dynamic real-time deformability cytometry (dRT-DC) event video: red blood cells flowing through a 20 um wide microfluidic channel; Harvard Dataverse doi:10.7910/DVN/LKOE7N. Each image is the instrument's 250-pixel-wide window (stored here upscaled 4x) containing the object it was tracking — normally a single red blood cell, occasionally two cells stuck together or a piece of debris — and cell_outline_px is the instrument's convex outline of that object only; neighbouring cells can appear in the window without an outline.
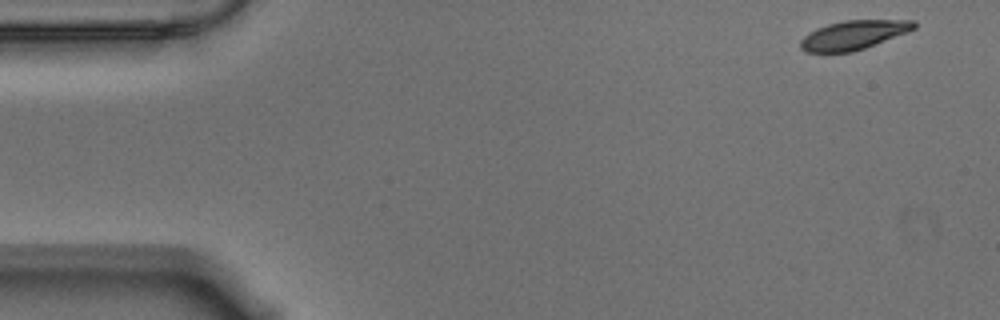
{"species": "Egyptian fruit bat (a non-hibernating species)", "species_latin": "Rousettus aegyptiacus", "temperature_condition": "warm", "stored_images_in_passage": 14, "camera_frame_rate_fps": 3000, "um_per_image_px": 0.085, "animal": {"sex": "male"}, "frame": {"image": 1, "passage_image": 1, "time_ms": 0.0, "image_size_px": [1000, 320], "cell_outline_px": [[916, 28], [908, 32], [864, 48], [852, 52], [804, 52], [800, 48], [800, 40], [808, 32], [816, 28], [828, 24], [844, 20], [916, 20]], "centroid_in_image_um": [72.53, 2.97], "position_along_channel_um": 12.5, "area_um2": 19.25}}
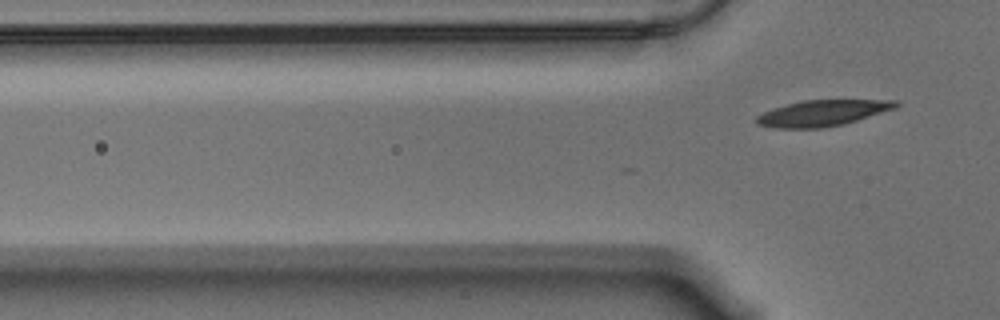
{"frame": {"image": 2, "passage_image": 14, "time_ms": 4.333, "image_size_px": [1000, 320], "cell_outline_px": [[900, 104], [896, 108], [844, 124], [820, 128], [776, 128], [756, 124], [752, 120], [756, 116], [772, 108], [804, 100], [900, 100]], "centroid_in_image_um": [69.9, 9.61], "position_along_channel_um": 55.9, "area_um2": 21.15}}